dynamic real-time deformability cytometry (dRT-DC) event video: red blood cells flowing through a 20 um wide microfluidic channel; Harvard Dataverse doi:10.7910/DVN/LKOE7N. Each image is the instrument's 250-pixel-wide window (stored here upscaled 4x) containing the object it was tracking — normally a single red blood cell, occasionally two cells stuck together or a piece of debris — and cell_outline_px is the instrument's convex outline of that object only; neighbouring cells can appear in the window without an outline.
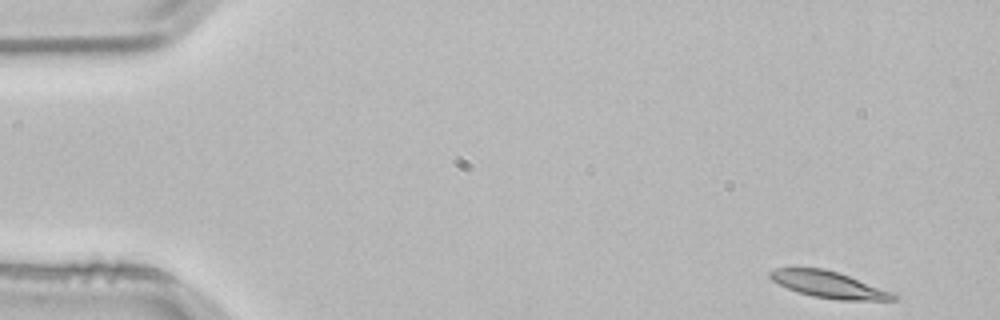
{"species": "common noctule bat (a hibernating species)", "species_latin": "Nyctalus noctula", "temperature_condition": "room temperature", "stored_images_in_passage": 3, "camera_frame_rate_fps": 3000, "um_per_image_px": 0.085, "animal": {"sex": "male", "body_mass_g": 21.5, "forearm_length_mm": 52.0}, "frame": {"image": 1, "passage_image": 1, "time_ms": 0.0, "image_size_px": [1000, 320], "cell_outline_px": [[900, 296], [896, 300], [840, 300], [812, 296], [788, 288], [772, 280], [768, 276], [768, 272], [776, 268], [824, 268], [896, 292]], "centroid_in_image_um": [70.51, 24.2], "position_along_channel_um": 14.5, "area_um2": 19.07}}
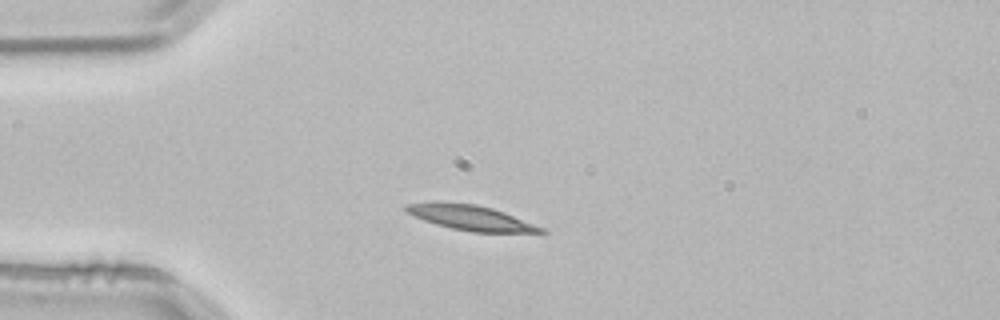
{"frame": {"image": 2, "passage_image": 3, "time_ms": 0.667, "image_size_px": [1000, 320], "cell_outline_px": [[548, 232], [472, 232], [452, 228], [436, 224], [424, 220], [408, 212], [404, 208], [404, 204], [436, 200], [440, 200], [476, 204], [492, 208], [504, 212], [544, 228]], "centroid_in_image_um": [39.95, 18.47], "position_along_channel_um": 45.1, "area_um2": 19.77}}